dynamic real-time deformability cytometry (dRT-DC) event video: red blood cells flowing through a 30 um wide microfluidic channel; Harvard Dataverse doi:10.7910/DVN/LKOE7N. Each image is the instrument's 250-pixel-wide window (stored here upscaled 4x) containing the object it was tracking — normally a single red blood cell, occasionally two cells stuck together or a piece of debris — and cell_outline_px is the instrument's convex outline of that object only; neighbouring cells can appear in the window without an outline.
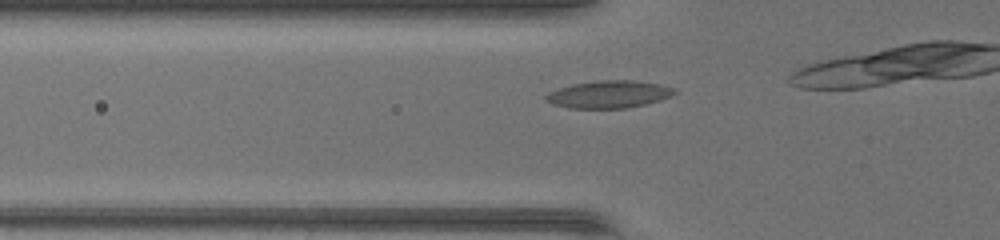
{"species": "common noctule bat (a hibernating species)", "species_latin": "Nyctalus noctula", "temperature_condition": "warm", "stored_images_in_passage": 10, "camera_frame_rate_fps": 3000, "um_per_image_px": 0.085, "animal": {"sex": "female", "body_mass_g": 17.0, "forearm_length_mm": 48.0}, "frame": {"image": 1, "passage_image": 6, "time_ms": 1.667, "image_size_px": [1000, 240], "cell_outline_px": [[680, 92], [672, 96], [660, 100], [644, 104], [624, 108], [568, 108], [552, 104], [544, 100], [544, 96], [548, 92], [572, 84], [600, 80], [632, 80], [660, 84], [676, 88]], "centroid_in_image_um": [51.77, 8.01], "position_along_channel_um": 74.0, "area_um2": 20.69}}
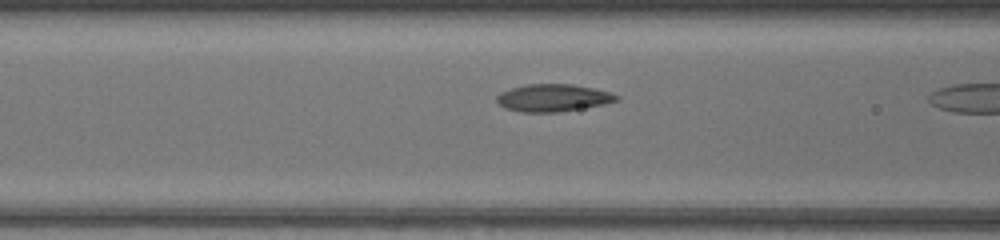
{"frame": {"image": 2, "passage_image": 9, "time_ms": 2.667, "image_size_px": [1000, 240], "cell_outline_px": [[620, 100], [604, 104], [556, 112], [520, 112], [504, 108], [496, 100], [496, 96], [500, 92], [524, 84], [572, 84], [612, 92], [620, 96]], "centroid_in_image_um": [47.01, 8.31], "position_along_channel_um": 119.6, "area_um2": 19.13}}